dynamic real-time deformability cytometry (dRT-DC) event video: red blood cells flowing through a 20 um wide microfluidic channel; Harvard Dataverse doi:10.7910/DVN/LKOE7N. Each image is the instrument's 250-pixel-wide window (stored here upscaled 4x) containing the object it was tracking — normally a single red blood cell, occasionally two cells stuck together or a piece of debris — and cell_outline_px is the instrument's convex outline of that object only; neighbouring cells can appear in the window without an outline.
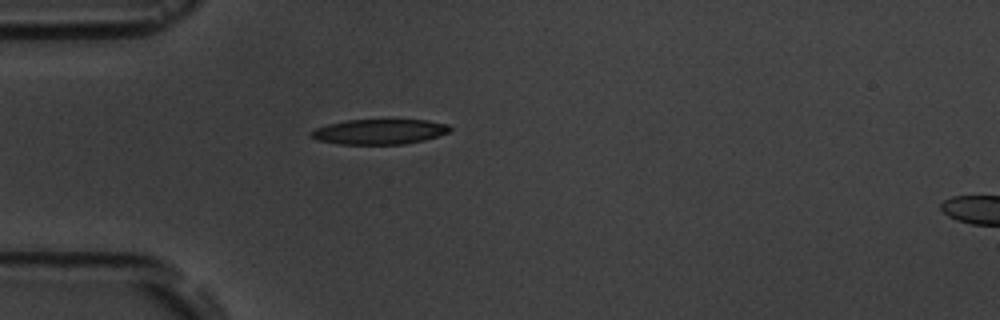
{"species": "common noctule bat (a hibernating species)", "species_latin": "Nyctalus noctula", "temperature_condition": "room temperature", "stored_images_in_passage": 2, "segment_of_instrument_passage": [1, 2], "camera_frame_rate_fps": 3000, "um_per_image_px": 0.085, "animal": {"sex": "male", "body_mass_g": 19.5, "forearm_length_mm": 54.6}, "frame": {"image": 1, "passage_image": 1, "time_ms": 0.0, "image_size_px": [1000, 320], "cell_outline_px": [[452, 128], [448, 132], [424, 140], [404, 144], [340, 144], [316, 140], [308, 136], [308, 132], [316, 128], [328, 124], [348, 120], [428, 120], [448, 124]], "centroid_in_image_um": [32.2, 11.19], "position_along_channel_um": 52.8, "area_um2": 20.35}}